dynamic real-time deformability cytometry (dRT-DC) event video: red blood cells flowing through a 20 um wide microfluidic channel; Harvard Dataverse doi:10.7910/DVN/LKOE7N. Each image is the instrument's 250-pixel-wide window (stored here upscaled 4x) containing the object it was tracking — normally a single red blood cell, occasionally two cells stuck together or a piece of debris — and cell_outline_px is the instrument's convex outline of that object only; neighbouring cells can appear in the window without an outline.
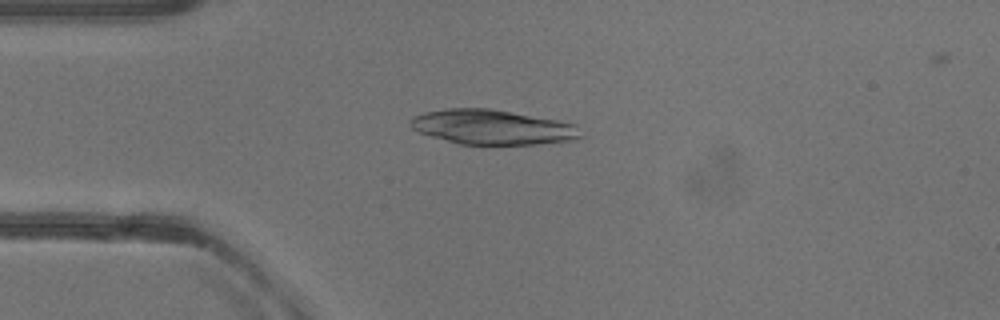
{"species": "common noctule bat (a hibernating species)", "species_latin": "Nyctalus noctula", "temperature_condition": "warm", "stored_images_in_passage": 40, "camera_frame_rate_fps": 3000, "um_per_image_px": 0.085, "animal": {"sex": "female"}, "frame": {"image": 1, "passage_image": 2, "time_ms": 0.333, "image_size_px": [1000, 320], "cell_outline_px": [[584, 136], [576, 140], [536, 144], [456, 144], [420, 132], [412, 128], [408, 124], [408, 120], [412, 116], [424, 112], [448, 108], [492, 108], [556, 120], [576, 124]], "centroid_in_image_um": [41.85, 10.8], "position_along_channel_um": 43.2, "area_um2": 34.74}}
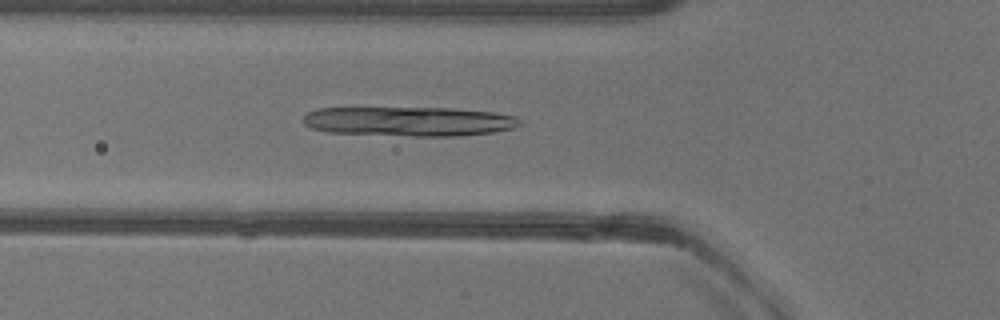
{"frame": {"image": 2, "passage_image": 7, "time_ms": 2.0, "image_size_px": [1000, 320], "cell_outline_px": [[524, 124], [512, 128], [492, 132], [460, 136], [412, 136], [328, 132], [312, 128], [304, 124], [304, 116], [308, 112], [316, 108], [452, 108], [492, 112], [516, 116]], "centroid_in_image_um": [34.79, 10.32], "position_along_channel_um": 91.0, "area_um2": 37.22}}
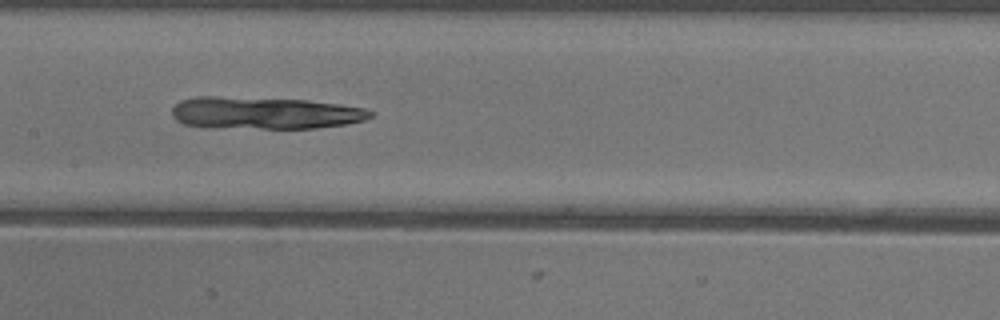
{"frame": {"image": 3, "passage_image": 14, "time_ms": 4.333, "image_size_px": [1000, 320], "cell_outline_px": [[372, 116], [364, 120], [344, 124], [316, 128], [208, 128], [184, 124], [176, 120], [172, 116], [172, 108], [180, 100], [196, 96], [216, 96], [304, 100], [336, 104], [364, 108], [372, 112]], "centroid_in_image_um": [22.41, 9.61], "position_along_channel_um": 185.0, "area_um2": 37.22}}